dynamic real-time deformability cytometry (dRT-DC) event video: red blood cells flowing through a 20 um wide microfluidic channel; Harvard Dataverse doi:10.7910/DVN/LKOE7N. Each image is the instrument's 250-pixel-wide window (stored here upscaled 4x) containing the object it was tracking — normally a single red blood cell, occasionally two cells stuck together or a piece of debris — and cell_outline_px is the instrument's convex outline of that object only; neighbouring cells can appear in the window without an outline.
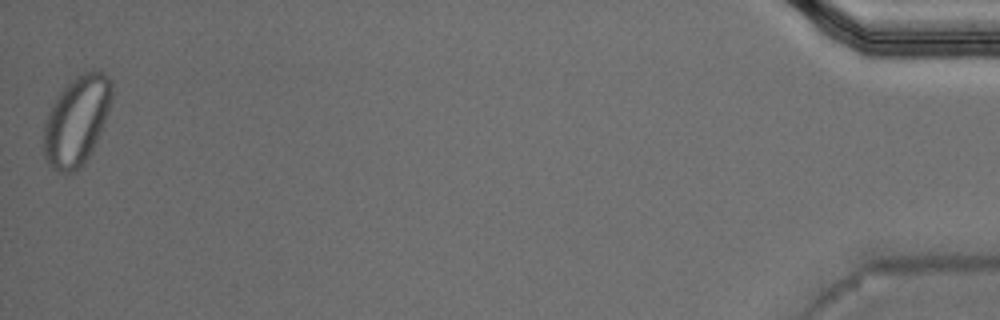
{"species": "Egyptian fruit bat (a non-hibernating species)", "species_latin": "Rousettus aegyptiacus", "temperature_condition": "warm", "stored_images_in_passage": 38, "camera_frame_rate_fps": 3000, "um_per_image_px": 0.085, "animal": {"sex": "male"}, "frame": {"image": 1, "passage_image": 38, "time_ms": 12.333, "image_size_px": [1000, 320], "cell_outline_px": [[112, 100], [100, 132], [92, 152], [80, 168], [72, 172], [60, 172], [52, 168], [48, 164], [44, 156], [44, 120], [52, 104], [60, 92], [76, 76], [84, 72], [100, 68], [112, 80]], "centroid_in_image_um": [6.52, 10.23], "position_along_channel_um": 428.7, "area_um2": 35.49}, "authors_computed_cell_mechanics": {"area_um2": 20.4323, "velocity_mm_per_s": 3.7734, "shape_relaxation_time_tau1_ms": null, "shape_relaxation_time_tau2_ms": 3.3907, "deformation_change_tau1": null, "deformation_change_tau2": 0.0554}}